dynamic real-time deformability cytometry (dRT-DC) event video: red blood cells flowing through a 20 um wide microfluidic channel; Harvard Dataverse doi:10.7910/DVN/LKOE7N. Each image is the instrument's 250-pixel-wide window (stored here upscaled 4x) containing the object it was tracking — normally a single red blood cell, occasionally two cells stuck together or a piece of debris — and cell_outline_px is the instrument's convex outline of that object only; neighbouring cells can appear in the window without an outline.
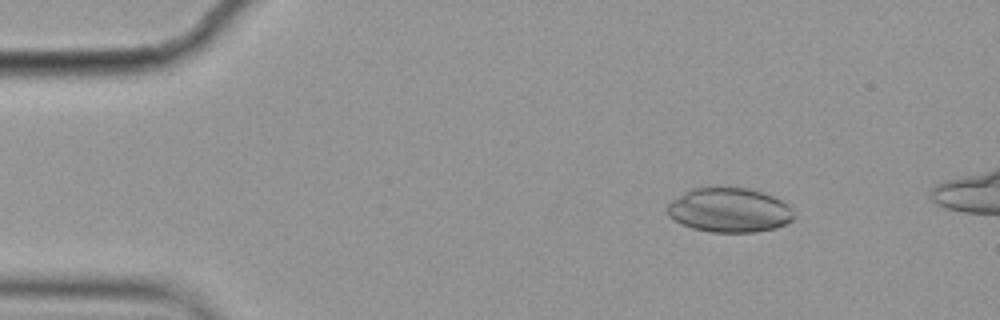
{"species": "common noctule bat (a hibernating species)", "species_latin": "Nyctalus noctula", "temperature_condition": "cold", "stored_images_in_passage": 5, "camera_frame_rate_fps": 3000, "um_per_image_px": 0.085, "animal": {"sex": "female", "body_mass_g": 19.9}, "frame": {"image": 1, "passage_image": 3, "time_ms": 0.667, "image_size_px": [1000, 320], "cell_outline_px": [[792, 220], [776, 228], [756, 232], [712, 232], [692, 228], [680, 224], [668, 216], [668, 204], [672, 200], [684, 192], [692, 188], [716, 184], [748, 188], [772, 196], [788, 204], [792, 208]], "centroid_in_image_um": [61.95, 17.82], "position_along_channel_um": 23.1, "area_um2": 33.35}}